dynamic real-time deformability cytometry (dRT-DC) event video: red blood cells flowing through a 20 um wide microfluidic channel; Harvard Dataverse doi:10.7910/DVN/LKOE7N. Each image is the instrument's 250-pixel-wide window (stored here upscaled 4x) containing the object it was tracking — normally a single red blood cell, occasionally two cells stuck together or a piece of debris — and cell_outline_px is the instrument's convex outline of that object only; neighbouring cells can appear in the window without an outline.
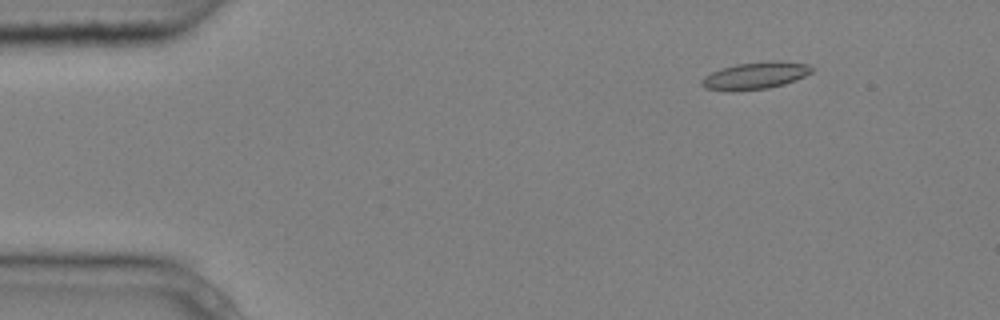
{"species": "common noctule bat (a hibernating species)", "species_latin": "Nyctalus noctula", "temperature_condition": "cold", "stored_images_in_passage": 4, "camera_frame_rate_fps": 3000, "um_per_image_px": 0.085, "animal": {"sex": "male", "body_mass_g": 20.4}, "frame": {"image": 1, "passage_image": 2, "time_ms": 0.333, "image_size_px": [1000, 320], "cell_outline_px": [[812, 72], [796, 80], [784, 84], [768, 88], [732, 92], [704, 88], [700, 84], [700, 80], [704, 76], [720, 68], [736, 64], [772, 60], [808, 64], [812, 68]], "centroid_in_image_um": [64.15, 6.44], "position_along_channel_um": 20.9, "area_um2": 17.57}}